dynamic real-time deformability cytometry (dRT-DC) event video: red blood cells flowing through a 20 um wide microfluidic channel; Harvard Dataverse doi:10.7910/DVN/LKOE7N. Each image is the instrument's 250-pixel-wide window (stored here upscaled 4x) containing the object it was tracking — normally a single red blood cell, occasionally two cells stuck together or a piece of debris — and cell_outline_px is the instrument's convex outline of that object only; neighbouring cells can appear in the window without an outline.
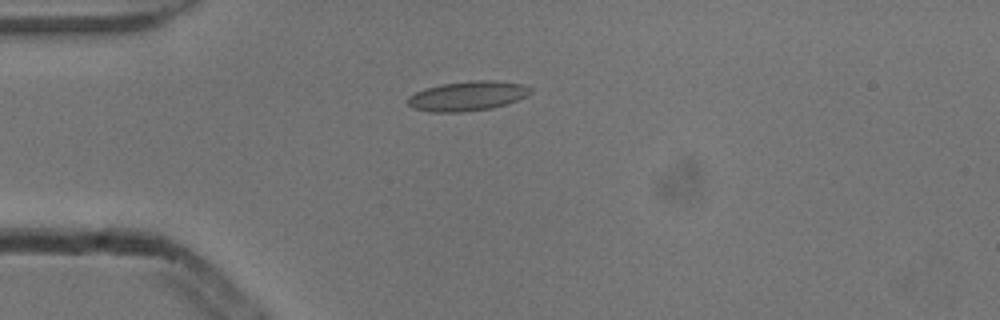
{"species": "common noctule bat (a hibernating species)", "species_latin": "Nyctalus noctula", "temperature_condition": "cold", "stored_images_in_passage": 2, "camera_frame_rate_fps": 3000, "um_per_image_px": 0.085, "animal": {"sex": "male", "body_mass_g": 13.3}, "frame": {"image": 1, "passage_image": 2, "time_ms": 0.333, "image_size_px": [1000, 320], "cell_outline_px": [[532, 92], [528, 96], [508, 104], [492, 108], [460, 112], [428, 112], [416, 108], [408, 104], [404, 100], [408, 96], [424, 88], [440, 84], [472, 80], [496, 80], [524, 84], [532, 88]], "centroid_in_image_um": [39.76, 8.15], "position_along_channel_um": 45.2, "area_um2": 21.56}}